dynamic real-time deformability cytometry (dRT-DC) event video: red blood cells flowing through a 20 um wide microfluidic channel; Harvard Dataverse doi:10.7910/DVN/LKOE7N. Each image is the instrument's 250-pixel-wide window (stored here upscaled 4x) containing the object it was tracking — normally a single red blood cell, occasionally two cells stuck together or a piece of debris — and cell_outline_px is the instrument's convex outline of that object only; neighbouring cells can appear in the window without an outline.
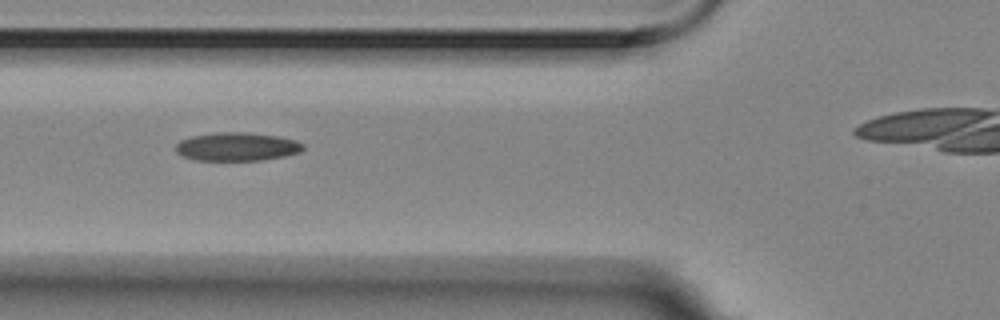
{"species": "Egyptian fruit bat (a non-hibernating species)", "species_latin": "Rousettus aegyptiacus", "temperature_condition": "room temperature", "stored_images_in_passage": 8, "camera_frame_rate_fps": 3000, "um_per_image_px": 0.085, "animal": {"sex": "female"}, "frame": {"image": 1, "passage_image": 2, "time_ms": 0.333, "image_size_px": [1000, 320], "cell_outline_px": [[304, 148], [300, 152], [284, 156], [260, 160], [196, 160], [180, 156], [176, 152], [176, 144], [180, 140], [192, 136], [216, 132], [244, 132], [280, 136], [296, 140], [304, 144]], "centroid_in_image_um": [20.13, 12.46], "position_along_channel_um": 105.7, "area_um2": 21.21}}
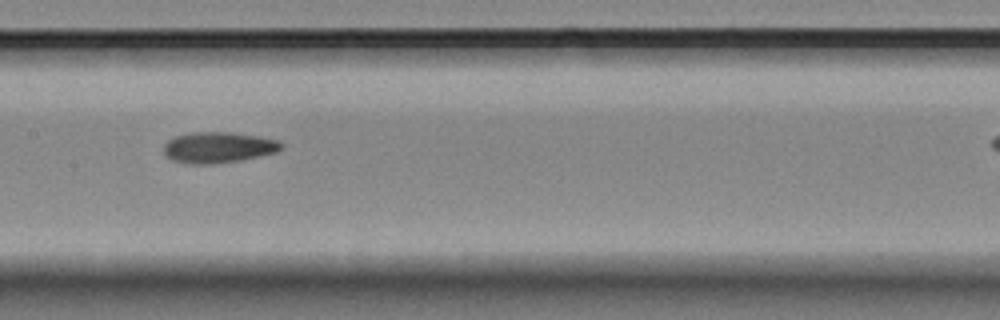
{"frame": {"image": 2, "passage_image": 4, "time_ms": 1.0, "image_size_px": [1000, 320], "cell_outline_px": [[284, 148], [276, 152], [240, 160], [212, 164], [188, 164], [172, 160], [164, 152], [164, 144], [168, 140], [176, 136], [192, 132], [232, 132], [260, 136], [280, 140], [284, 144]], "centroid_in_image_um": [18.59, 12.52], "position_along_channel_um": 188.8, "area_um2": 21.33}}
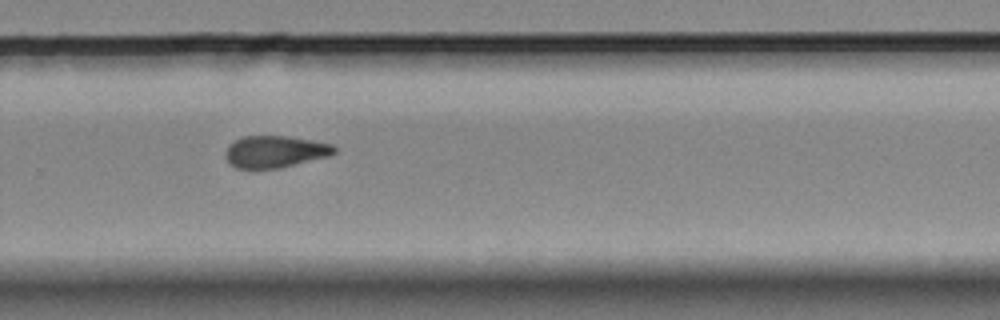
{"frame": {"image": 3, "passage_image": 7, "time_ms": 2.0, "image_size_px": [1000, 320], "cell_outline_px": [[336, 152], [328, 156], [280, 168], [236, 168], [224, 156], [224, 152], [228, 144], [240, 136], [288, 136], [312, 140], [332, 144], [336, 148]], "centroid_in_image_um": [23.35, 12.87], "position_along_channel_um": 306.5, "area_um2": 20.29}}